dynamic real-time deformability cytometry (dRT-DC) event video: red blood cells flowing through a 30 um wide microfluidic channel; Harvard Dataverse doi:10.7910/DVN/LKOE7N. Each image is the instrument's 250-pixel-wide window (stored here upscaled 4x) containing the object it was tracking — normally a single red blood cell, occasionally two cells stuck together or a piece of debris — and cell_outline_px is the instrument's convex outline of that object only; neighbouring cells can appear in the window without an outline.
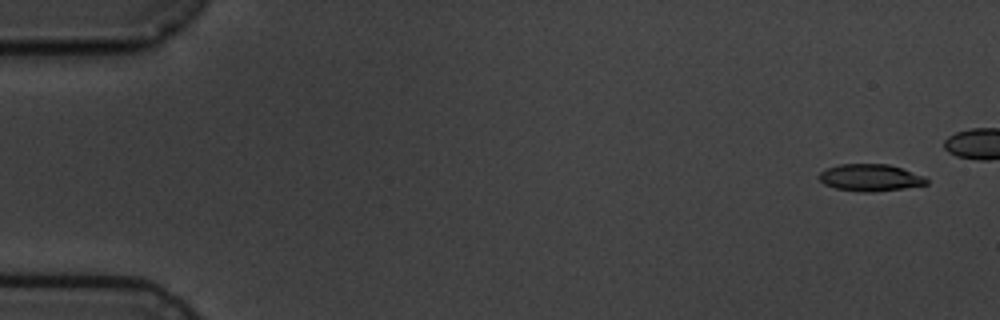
{"species": "common noctule bat (a hibernating species)", "species_latin": "Nyctalus noctula", "temperature_condition": "cold", "stored_images_in_passage": 7, "camera_frame_rate_fps": 3000, "um_per_image_px": 0.085, "animal": {"sex": "male", "body_mass_g": 19.5, "forearm_length_mm": 54.6}, "frame": {"image": 1, "passage_image": 1, "time_ms": 0.0, "image_size_px": [1000, 320], "cell_outline_px": [[928, 184], [904, 188], [872, 192], [864, 192], [836, 188], [824, 184], [816, 176], [820, 172], [828, 168], [840, 164], [888, 164], [924, 176], [928, 180]], "centroid_in_image_um": [73.95, 15.1], "position_along_channel_um": 11.0, "area_um2": 16.76}}
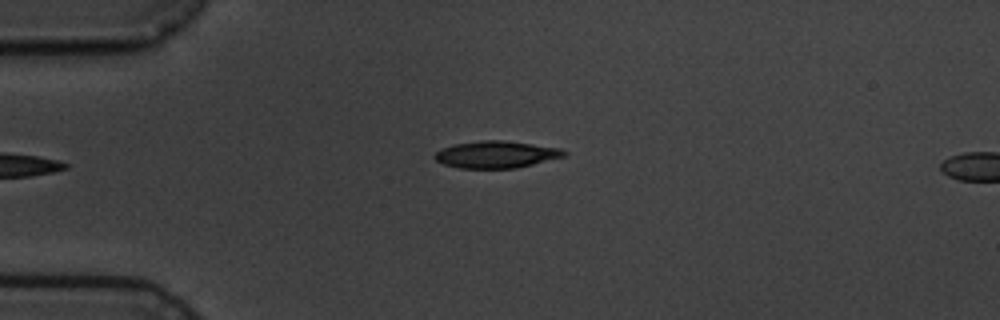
{"frame": {"image": 2, "passage_image": 5, "time_ms": 5.667, "image_size_px": [1000, 320], "cell_outline_px": [[568, 156], [516, 168], [460, 168], [444, 164], [436, 160], [432, 156], [436, 152], [444, 148], [456, 144], [484, 140], [504, 140], [560, 148], [568, 152]], "centroid_in_image_um": [42.23, 13.13], "position_along_channel_um": 42.8, "area_um2": 20.29}}